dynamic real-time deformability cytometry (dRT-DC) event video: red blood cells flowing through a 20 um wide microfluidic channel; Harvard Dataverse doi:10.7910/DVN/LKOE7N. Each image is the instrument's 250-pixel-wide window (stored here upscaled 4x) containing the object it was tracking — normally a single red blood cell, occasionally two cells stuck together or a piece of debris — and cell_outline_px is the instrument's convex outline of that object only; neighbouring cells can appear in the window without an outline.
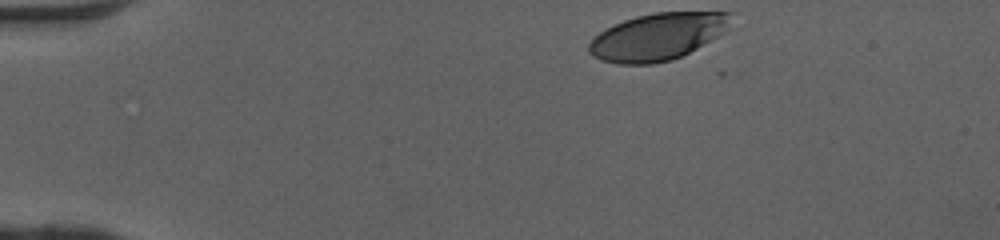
{"species": "human", "species_latin": "Homo sapiens", "temperature_condition": "cold", "stored_images_in_passage": 35, "camera_frame_rate_fps": 3000, "um_per_image_px": 0.085, "donor": {"sex": "female"}, "frame": {"image": 1, "passage_image": 1, "time_ms": 0.0, "image_size_px": [1000, 240], "cell_outline_px": [[740, 12], [728, 28], [724, 32], [696, 48], [672, 60], [652, 64], [620, 64], [600, 60], [592, 56], [588, 52], [588, 44], [600, 32], [624, 20], [636, 16], [656, 12]], "centroid_in_image_um": [55.95, 3.1], "position_along_channel_um": 29.0, "area_um2": 39.02}}
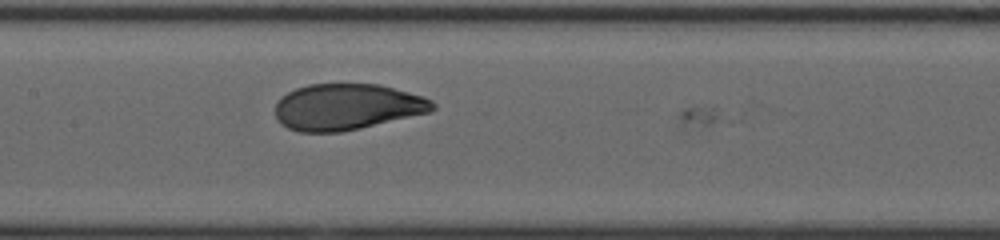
{"frame": {"image": 2, "passage_image": 18, "time_ms": 5.667, "image_size_px": [1000, 240], "cell_outline_px": [[436, 108], [428, 112], [360, 128], [340, 132], [300, 132], [288, 128], [280, 124], [276, 116], [276, 104], [280, 96], [296, 88], [308, 84], [380, 84], [424, 96], [432, 100], [436, 104]], "centroid_in_image_um": [29.47, 9.08], "position_along_channel_um": 177.9, "area_um2": 42.37}}
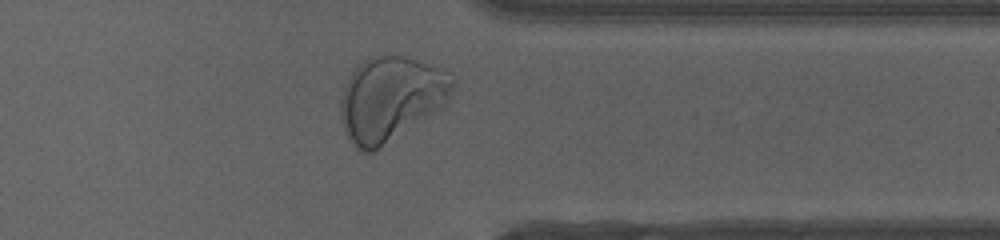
{"frame": {"image": 3, "passage_image": 33, "time_ms": 10.667, "image_size_px": [1000, 240], "cell_outline_px": [[456, 84], [448, 100], [372, 152], [360, 152], [356, 148], [344, 132], [340, 120], [340, 100], [344, 84], [356, 64], [368, 56], [404, 56], [448, 72], [456, 80]], "centroid_in_image_um": [33.13, 8.35], "position_along_channel_um": 378.3, "area_um2": 54.22}, "authors_computed_cell_mechanics": {"area_um2": 42.7142, "velocity_mm_per_s": 4.0557, "shape_relaxation_time_tau1_ms": 2.7211, "shape_relaxation_time_tau2_ms": null, "deformation_change_tau1": 0.1708, "deformation_change_tau2": null}}